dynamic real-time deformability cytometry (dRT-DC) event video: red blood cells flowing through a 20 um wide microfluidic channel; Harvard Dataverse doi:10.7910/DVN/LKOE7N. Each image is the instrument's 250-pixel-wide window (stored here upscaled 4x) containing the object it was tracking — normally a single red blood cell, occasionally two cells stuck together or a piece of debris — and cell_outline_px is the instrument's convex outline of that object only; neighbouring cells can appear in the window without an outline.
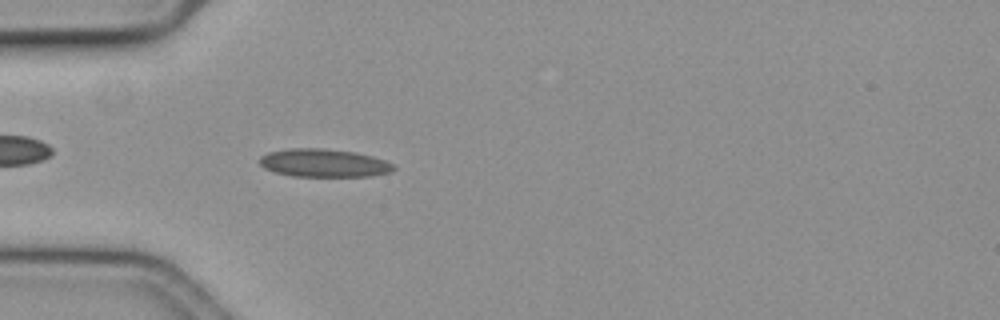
{"species": "common noctule bat (a hibernating species)", "species_latin": "Nyctalus noctula", "temperature_condition": "cold", "stored_images_in_passage": 14, "camera_frame_rate_fps": 3000, "um_per_image_px": 0.085, "animal": {"sex": "female", "body_mass_g": 19.3, "forearm_length_mm": 54.1}, "frame": {"image": 1, "passage_image": 2, "time_ms": 0.333, "image_size_px": [1000, 320], "cell_outline_px": [[396, 168], [392, 172], [372, 176], [292, 176], [276, 172], [264, 168], [260, 164], [260, 156], [268, 152], [292, 148], [324, 148], [356, 152], [372, 156], [384, 160], [392, 164]], "centroid_in_image_um": [27.54, 13.85], "position_along_channel_um": 57.5, "area_um2": 21.96}}
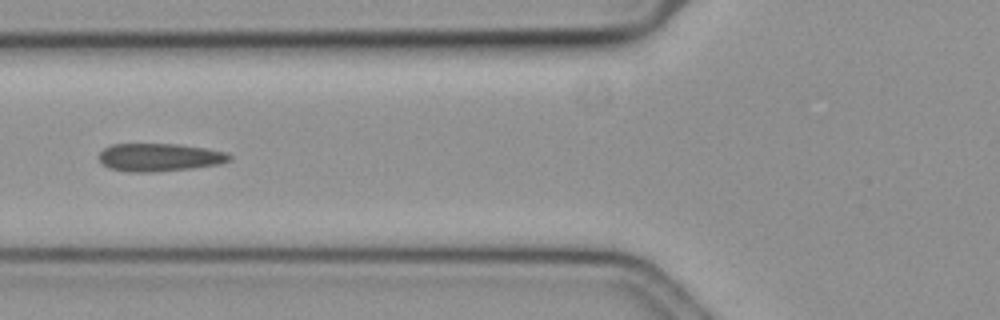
{"frame": {"image": 2, "passage_image": 7, "time_ms": 2.0, "image_size_px": [1000, 320], "cell_outline_px": [[232, 160], [220, 164], [192, 168], [156, 172], [128, 172], [108, 168], [100, 164], [100, 152], [104, 148], [112, 144], [176, 144], [208, 148], [228, 152], [232, 156]], "centroid_in_image_um": [13.58, 13.38], "position_along_channel_um": 112.2, "area_um2": 21.56}}
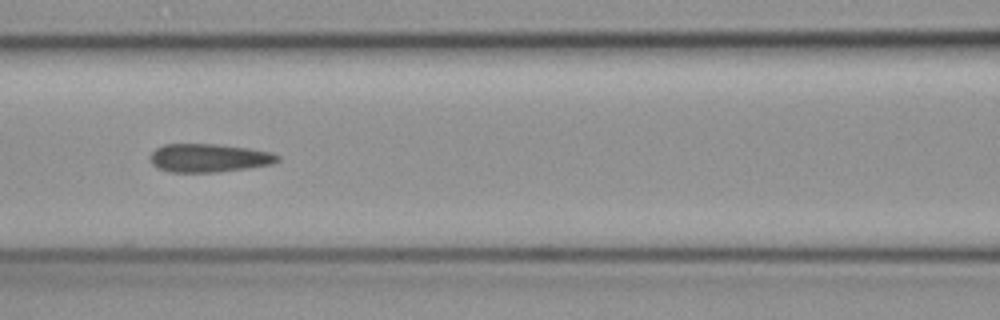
{"frame": {"image": 3, "passage_image": 10, "time_ms": 3.0, "image_size_px": [1000, 320], "cell_outline_px": [[280, 160], [272, 164], [248, 168], [216, 172], [168, 172], [156, 168], [152, 164], [148, 156], [156, 148], [164, 144], [216, 144], [248, 148], [272, 152], [280, 156]], "centroid_in_image_um": [17.73, 13.43], "position_along_channel_um": 148.9, "area_um2": 21.27}}